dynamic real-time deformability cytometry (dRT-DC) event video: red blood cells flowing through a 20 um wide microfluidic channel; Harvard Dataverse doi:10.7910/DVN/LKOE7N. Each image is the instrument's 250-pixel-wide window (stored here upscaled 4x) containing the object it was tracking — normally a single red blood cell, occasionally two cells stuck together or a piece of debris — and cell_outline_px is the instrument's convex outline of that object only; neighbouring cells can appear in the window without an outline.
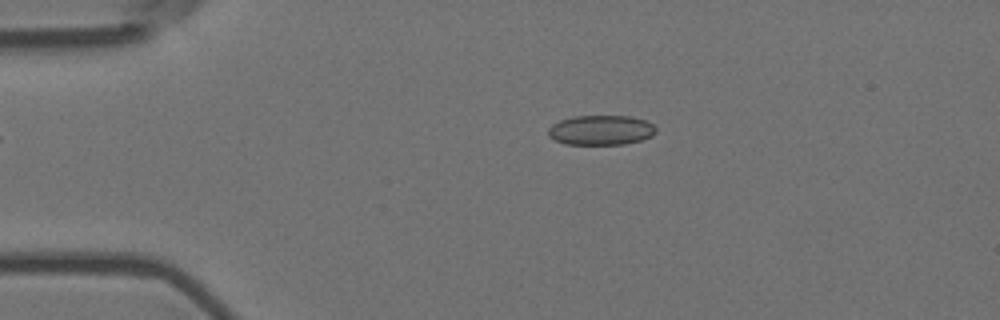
{"species": "Egyptian fruit bat (a non-hibernating species)", "species_latin": "Rousettus aegyptiacus", "temperature_condition": "room temperature", "stored_images_in_passage": 9, "camera_frame_rate_fps": 3000, "um_per_image_px": 0.085, "animal": {"sex": "female"}, "frame": {"image": 1, "passage_image": 2, "time_ms": 0.333, "image_size_px": [1000, 320], "cell_outline_px": [[656, 132], [652, 136], [640, 140], [624, 144], [564, 144], [548, 136], [548, 128], [552, 124], [560, 120], [572, 116], [632, 116], [644, 120], [652, 124], [656, 128]], "centroid_in_image_um": [51.06, 11.05], "position_along_channel_um": 33.9, "area_um2": 18.73}}
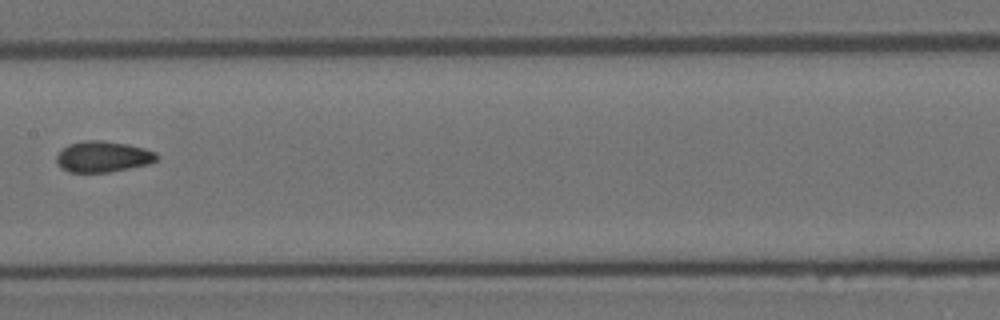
{"frame": {"image": 2, "passage_image": 6, "time_ms": 1.667, "image_size_px": [1000, 320], "cell_outline_px": [[160, 156], [156, 160], [148, 164], [108, 172], [68, 172], [60, 168], [56, 164], [56, 156], [68, 144], [84, 140], [100, 140], [128, 144], [144, 148], [156, 152]], "centroid_in_image_um": [8.73, 13.31], "position_along_channel_um": 198.7, "area_um2": 18.15}}
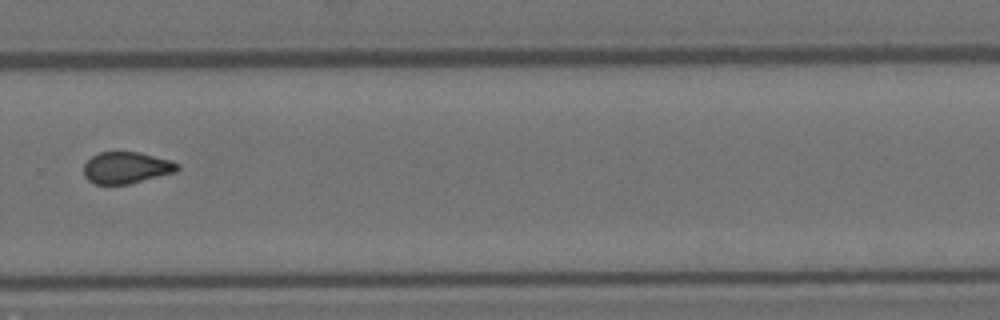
{"frame": {"image": 3, "passage_image": 9, "time_ms": 2.667, "image_size_px": [1000, 320], "cell_outline_px": [[180, 168], [176, 172], [128, 184], [96, 184], [88, 180], [84, 176], [84, 164], [92, 156], [100, 152], [136, 152], [168, 160], [180, 164]], "centroid_in_image_um": [10.72, 14.26], "position_along_channel_um": 319.1, "area_um2": 17.05}}